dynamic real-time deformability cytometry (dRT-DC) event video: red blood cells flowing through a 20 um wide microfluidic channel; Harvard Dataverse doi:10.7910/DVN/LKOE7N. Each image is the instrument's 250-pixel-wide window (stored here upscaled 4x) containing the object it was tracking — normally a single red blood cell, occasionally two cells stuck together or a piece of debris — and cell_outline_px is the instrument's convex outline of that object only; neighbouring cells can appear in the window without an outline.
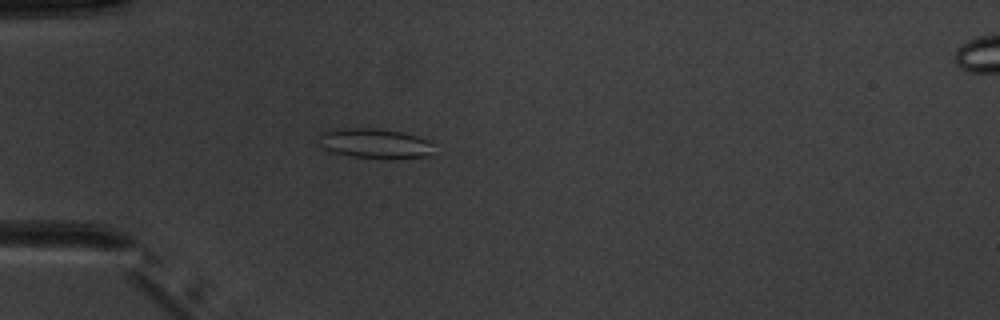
{"species": "common noctule bat (a hibernating species)", "species_latin": "Nyctalus noctula", "temperature_condition": "warm", "stored_images_in_passage": 5, "camera_frame_rate_fps": 3000, "um_per_image_px": 0.085, "animal": {"sex": "male", "body_mass_g": 20.1, "forearm_length_mm": 53.5}, "frame": {"image": 1, "passage_image": 5, "time_ms": 4.667, "image_size_px": [1000, 320], "cell_outline_px": [[432, 152], [428, 156], [352, 156], [332, 152], [324, 148], [320, 144], [316, 136], [320, 132], [332, 128], [380, 128], [404, 132], [428, 140], [432, 144]], "centroid_in_image_um": [31.75, 12.12], "position_along_channel_um": 53.2, "area_um2": 19.54}}